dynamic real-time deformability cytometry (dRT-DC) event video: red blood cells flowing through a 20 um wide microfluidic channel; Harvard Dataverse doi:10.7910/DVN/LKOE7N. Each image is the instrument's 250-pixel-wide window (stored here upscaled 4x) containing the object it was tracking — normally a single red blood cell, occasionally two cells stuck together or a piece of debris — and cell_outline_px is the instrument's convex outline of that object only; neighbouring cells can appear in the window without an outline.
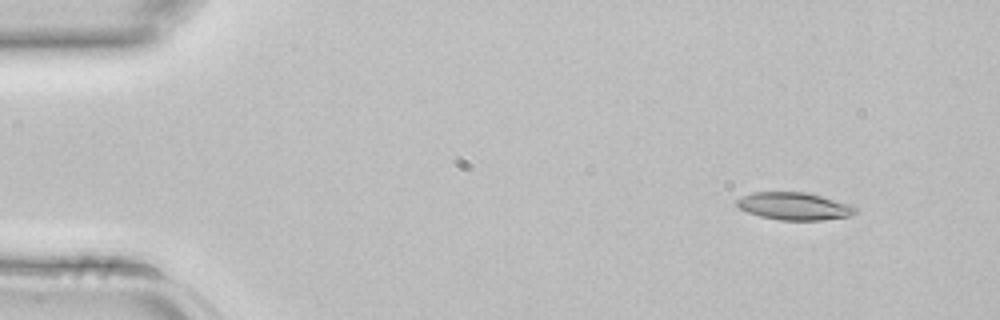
{"species": "common noctule bat (a hibernating species)", "species_latin": "Nyctalus noctula", "temperature_condition": "room temperature", "stored_images_in_passage": 2, "camera_frame_rate_fps": 3000, "um_per_image_px": 0.085, "animal": {"sex": "female", "body_mass_g": 22.7, "forearm_length_mm": 54.2}, "frame": {"image": 1, "passage_image": 1, "time_ms": 0.0, "image_size_px": [1000, 320], "cell_outline_px": [[856, 212], [848, 216], [820, 220], [780, 220], [760, 216], [748, 212], [740, 208], [736, 204], [736, 200], [752, 192], [804, 192], [852, 204], [856, 208]], "centroid_in_image_um": [67.51, 17.52], "position_along_channel_um": 17.5, "area_um2": 18.79}}